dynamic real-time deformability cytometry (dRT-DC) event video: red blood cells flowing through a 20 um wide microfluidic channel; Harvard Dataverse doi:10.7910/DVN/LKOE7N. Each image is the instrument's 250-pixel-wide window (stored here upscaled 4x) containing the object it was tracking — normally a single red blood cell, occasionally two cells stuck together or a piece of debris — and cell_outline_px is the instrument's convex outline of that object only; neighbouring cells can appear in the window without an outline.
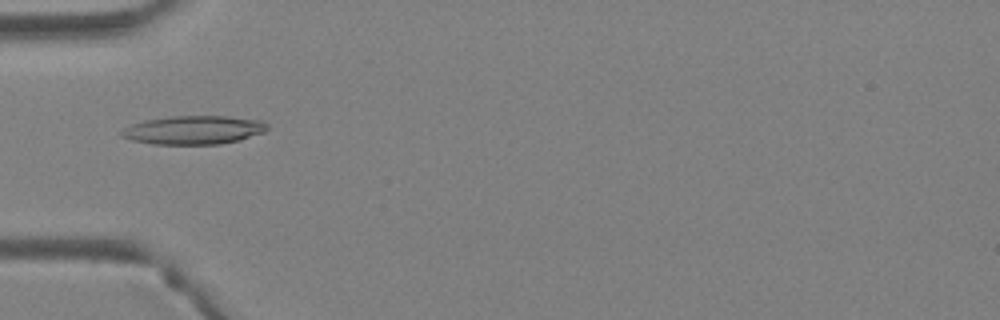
{"species": "Egyptian fruit bat (a non-hibernating species)", "species_latin": "Rousettus aegyptiacus", "temperature_condition": "warm", "stored_images_in_passage": 4, "camera_frame_rate_fps": 3000, "um_per_image_px": 0.085, "animal": {"sex": "female"}, "frame": {"image": 1, "passage_image": 4, "time_ms": 1.0, "image_size_px": [1000, 320], "cell_outline_px": [[268, 128], [264, 132], [240, 140], [220, 144], [152, 144], [132, 140], [120, 136], [120, 132], [124, 128], [132, 124], [144, 120], [168, 116], [228, 116], [264, 120], [268, 124]], "centroid_in_image_um": [16.48, 11.04], "position_along_channel_um": 68.5, "area_um2": 24.51}}